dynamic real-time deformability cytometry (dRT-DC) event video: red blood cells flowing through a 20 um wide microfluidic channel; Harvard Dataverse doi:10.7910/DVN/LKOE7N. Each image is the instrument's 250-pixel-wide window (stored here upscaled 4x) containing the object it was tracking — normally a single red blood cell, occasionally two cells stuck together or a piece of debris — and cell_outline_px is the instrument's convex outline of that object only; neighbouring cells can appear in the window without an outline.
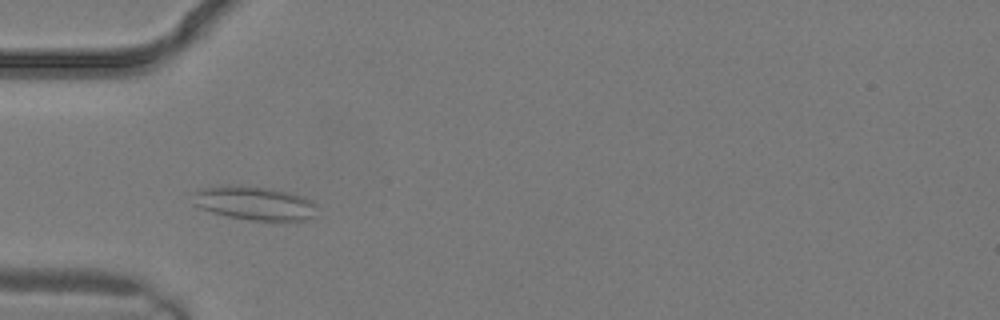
{"species": "common noctule bat (a hibernating species)", "species_latin": "Nyctalus noctula", "temperature_condition": "warm", "stored_images_in_passage": 2, "camera_frame_rate_fps": 3000, "um_per_image_px": 0.085, "animal": {"sex": "male", "body_mass_g": 19.2, "forearm_length_mm": 51.8}, "frame": {"image": 1, "passage_image": 2, "time_ms": 0.333, "image_size_px": [1000, 320], "cell_outline_px": [[316, 204], [312, 220], [248, 220], [228, 216], [212, 212], [200, 208], [196, 204], [196, 192], [200, 188], [272, 188], [288, 192], [312, 200]], "centroid_in_image_um": [21.74, 17.32], "position_along_channel_um": 63.3, "area_um2": 23.18}}